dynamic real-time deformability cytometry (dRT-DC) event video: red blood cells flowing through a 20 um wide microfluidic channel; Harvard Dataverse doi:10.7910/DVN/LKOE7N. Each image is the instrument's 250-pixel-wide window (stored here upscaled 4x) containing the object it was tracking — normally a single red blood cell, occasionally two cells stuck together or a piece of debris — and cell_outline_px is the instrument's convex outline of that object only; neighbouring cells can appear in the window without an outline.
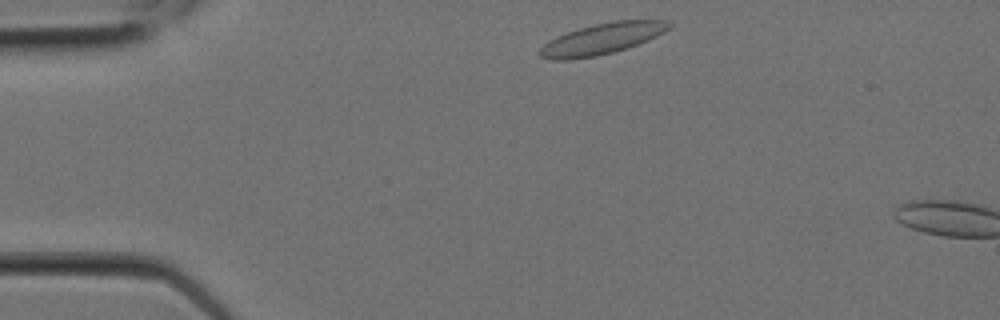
{"species": "Egyptian fruit bat (a non-hibernating species)", "species_latin": "Rousettus aegyptiacus", "temperature_condition": "room temperature", "stored_images_in_passage": 2, "camera_frame_rate_fps": 3000, "um_per_image_px": 0.085, "animal": {"sex": "female"}, "frame": {"image": 1, "passage_image": 1, "time_ms": 0.0, "image_size_px": [1000, 320], "cell_outline_px": [[672, 28], [648, 40], [612, 52], [596, 56], [572, 60], [552, 60], [540, 56], [536, 52], [544, 44], [556, 36], [580, 28], [612, 20], [668, 20], [672, 24]], "centroid_in_image_um": [51.16, 3.3], "position_along_channel_um": 33.8, "area_um2": 23.35}}